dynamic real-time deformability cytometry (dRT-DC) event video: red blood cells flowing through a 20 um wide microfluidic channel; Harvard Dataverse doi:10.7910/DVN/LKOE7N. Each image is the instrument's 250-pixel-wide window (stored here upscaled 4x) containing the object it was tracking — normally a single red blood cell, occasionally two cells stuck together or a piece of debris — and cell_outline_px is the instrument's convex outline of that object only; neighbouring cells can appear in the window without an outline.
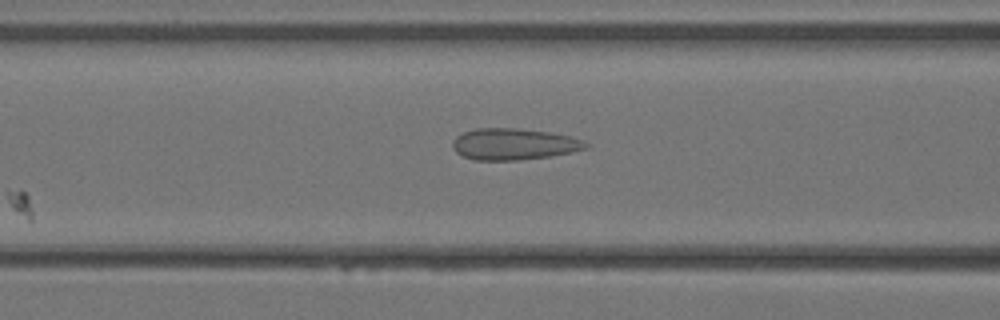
{"species": "Egyptian fruit bat (a non-hibernating species)", "species_latin": "Rousettus aegyptiacus", "temperature_condition": "warm", "stored_images_in_passage": 25, "camera_frame_rate_fps": 3000, "um_per_image_px": 0.085, "animal": {"sex": "female"}, "frame": {"image": 1, "passage_image": 4, "time_ms": 1.0, "image_size_px": [1000, 320], "cell_outline_px": [[588, 148], [572, 152], [552, 156], [520, 160], [476, 160], [464, 156], [456, 152], [452, 148], [452, 140], [456, 136], [464, 132], [476, 128], [516, 128], [548, 132], [568, 136], [584, 140], [588, 144]], "centroid_in_image_um": [43.67, 12.25], "position_along_channel_um": 122.9, "area_um2": 24.45}}
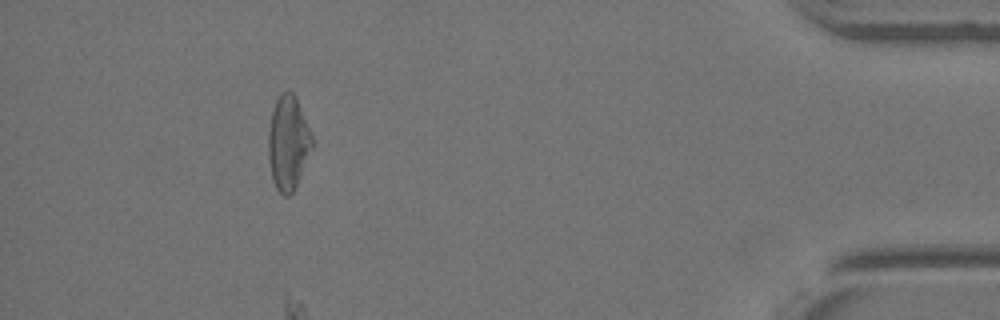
{"frame": {"image": 2, "passage_image": 22, "time_ms": 7.0, "image_size_px": [1000, 320], "cell_outline_px": [[312, 148], [296, 184], [292, 192], [288, 196], [284, 196], [276, 188], [272, 180], [268, 160], [268, 132], [272, 108], [280, 92], [292, 92], [296, 96], [312, 136]], "centroid_in_image_um": [24.46, 12.12], "position_along_channel_um": 410.7, "area_um2": 23.87}}